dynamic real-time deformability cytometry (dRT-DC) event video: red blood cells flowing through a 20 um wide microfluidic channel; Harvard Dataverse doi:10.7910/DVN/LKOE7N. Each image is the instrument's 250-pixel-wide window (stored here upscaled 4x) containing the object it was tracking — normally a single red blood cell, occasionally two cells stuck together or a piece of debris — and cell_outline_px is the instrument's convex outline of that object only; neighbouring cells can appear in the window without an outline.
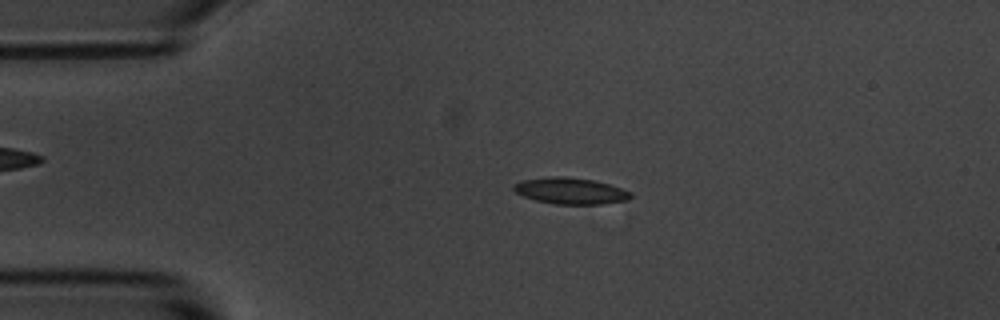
{"species": "common noctule bat (a hibernating species)", "species_latin": "Nyctalus noctula", "temperature_condition": "room temperature", "stored_images_in_passage": 5, "camera_frame_rate_fps": 3000, "um_per_image_px": 0.085, "animal": {"sex": "male", "body_mass_g": 20.1, "forearm_length_mm": 53.5}, "frame": {"image": 1, "passage_image": 3, "time_ms": 2.333, "image_size_px": [1000, 320], "cell_outline_px": [[632, 196], [628, 200], [600, 204], [556, 204], [536, 200], [524, 196], [516, 192], [512, 188], [512, 184], [524, 180], [548, 176], [564, 176], [592, 180], [608, 184], [632, 192]], "centroid_in_image_um": [48.48, 16.22], "position_along_channel_um": 36.5, "area_um2": 17.86}}
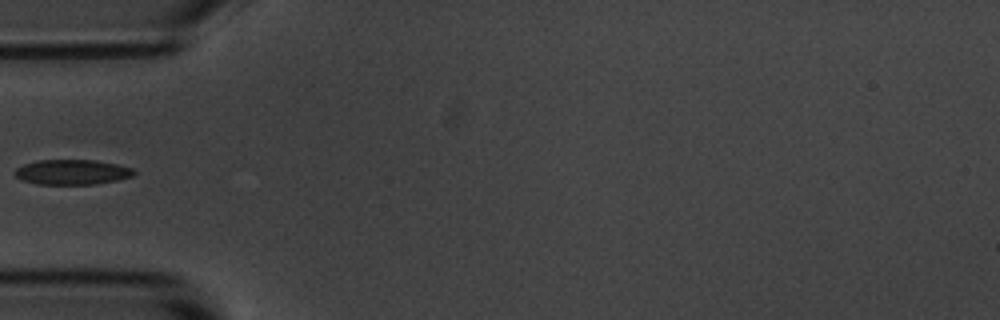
{"frame": {"image": 2, "passage_image": 4, "time_ms": 4.333, "image_size_px": [1000, 320], "cell_outline_px": [[136, 172], [132, 176], [116, 180], [96, 184], [36, 184], [20, 180], [12, 172], [16, 168], [24, 164], [36, 160], [96, 160], [116, 164], [132, 168]], "centroid_in_image_um": [6.08, 14.62], "position_along_channel_um": 78.9, "area_um2": 17.46}}